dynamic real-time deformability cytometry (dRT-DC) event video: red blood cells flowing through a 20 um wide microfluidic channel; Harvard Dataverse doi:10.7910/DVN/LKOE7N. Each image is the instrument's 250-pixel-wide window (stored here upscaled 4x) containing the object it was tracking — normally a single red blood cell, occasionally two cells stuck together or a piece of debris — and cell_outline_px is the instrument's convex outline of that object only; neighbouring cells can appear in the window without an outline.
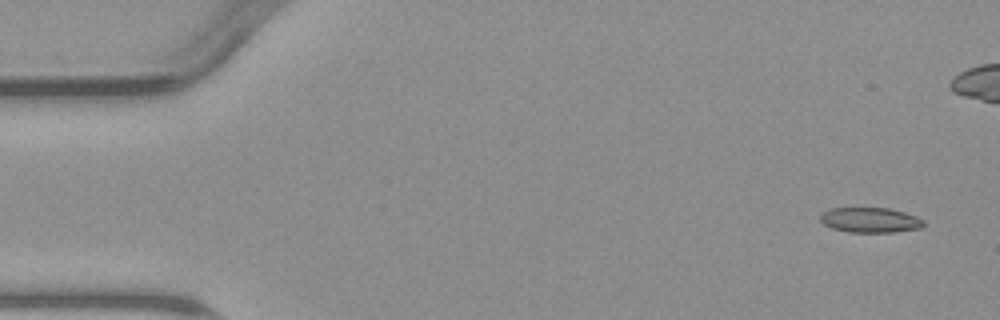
{"species": "common noctule bat (a hibernating species)", "species_latin": "Nyctalus noctula", "temperature_condition": "warm", "stored_images_in_passage": 8, "camera_frame_rate_fps": 3000, "um_per_image_px": 0.085, "animal": {"sex": "male", "body_mass_g": 23.1, "forearm_length_mm": 52.7}, "frame": {"image": 1, "passage_image": 1, "time_ms": 0.0, "image_size_px": [1000, 320], "cell_outline_px": [[924, 224], [920, 228], [896, 232], [848, 232], [832, 228], [824, 224], [820, 220], [820, 212], [832, 208], [888, 208], [904, 212], [916, 216], [924, 220]], "centroid_in_image_um": [73.95, 18.7], "position_along_channel_um": 11.1, "area_um2": 15.14}}